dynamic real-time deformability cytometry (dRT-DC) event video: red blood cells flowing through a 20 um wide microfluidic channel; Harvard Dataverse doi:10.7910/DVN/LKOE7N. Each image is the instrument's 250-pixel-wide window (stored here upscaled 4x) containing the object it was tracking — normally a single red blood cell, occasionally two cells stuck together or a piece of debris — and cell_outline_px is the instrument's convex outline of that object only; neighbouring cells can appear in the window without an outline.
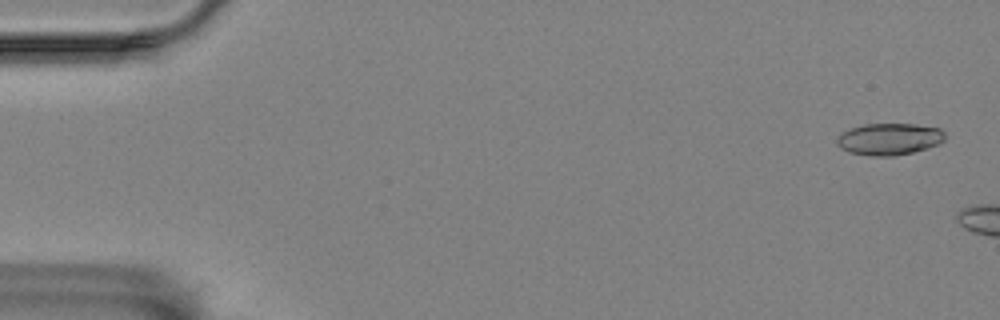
{"species": "Egyptian fruit bat (a non-hibernating species)", "species_latin": "Rousettus aegyptiacus", "temperature_condition": "room temperature", "stored_images_in_passage": 7, "camera_frame_rate_fps": 3000, "um_per_image_px": 0.085, "animal": {"sex": "female"}, "frame": {"image": 1, "passage_image": 2, "time_ms": 0.333, "image_size_px": [1000, 320], "cell_outline_px": [[944, 140], [940, 144], [928, 148], [912, 152], [892, 156], [872, 156], [848, 152], [840, 148], [836, 144], [836, 140], [840, 132], [864, 124], [916, 124], [940, 128], [944, 132]], "centroid_in_image_um": [75.57, 11.82], "position_along_channel_um": 9.4, "area_um2": 20.17}}